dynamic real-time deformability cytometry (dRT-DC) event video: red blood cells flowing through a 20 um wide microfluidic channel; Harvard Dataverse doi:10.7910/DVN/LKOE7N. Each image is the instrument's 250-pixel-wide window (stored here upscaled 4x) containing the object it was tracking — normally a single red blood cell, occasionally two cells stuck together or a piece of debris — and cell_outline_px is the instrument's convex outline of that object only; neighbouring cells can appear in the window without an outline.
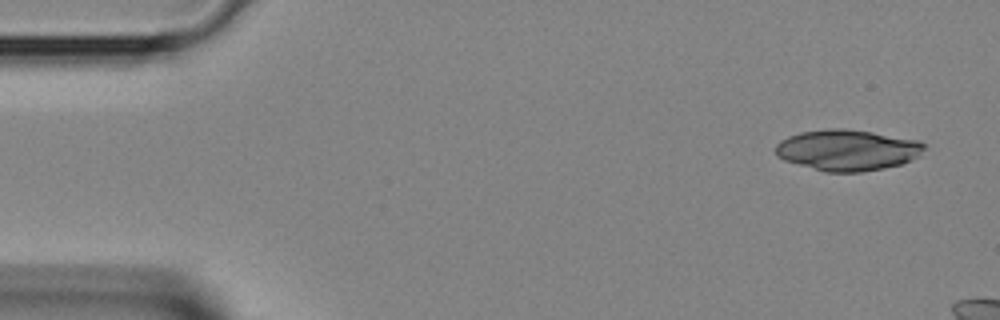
{"species": "Egyptian fruit bat (a non-hibernating species)", "species_latin": "Rousettus aegyptiacus", "temperature_condition": "room temperature", "stored_images_in_passage": 3, "camera_frame_rate_fps": 3000, "um_per_image_px": 0.085, "animal": {"sex": "female"}, "frame": {"image": 1, "passage_image": 1, "time_ms": 0.0, "image_size_px": [1000, 320], "cell_outline_px": [[924, 148], [920, 156], [900, 164], [884, 168], [860, 172], [824, 172], [784, 160], [776, 156], [776, 144], [780, 140], [788, 136], [800, 132], [828, 128], [844, 128], [872, 132], [920, 140], [924, 144]], "centroid_in_image_um": [72.02, 12.75], "position_along_channel_um": 13.0, "area_um2": 35.66}}